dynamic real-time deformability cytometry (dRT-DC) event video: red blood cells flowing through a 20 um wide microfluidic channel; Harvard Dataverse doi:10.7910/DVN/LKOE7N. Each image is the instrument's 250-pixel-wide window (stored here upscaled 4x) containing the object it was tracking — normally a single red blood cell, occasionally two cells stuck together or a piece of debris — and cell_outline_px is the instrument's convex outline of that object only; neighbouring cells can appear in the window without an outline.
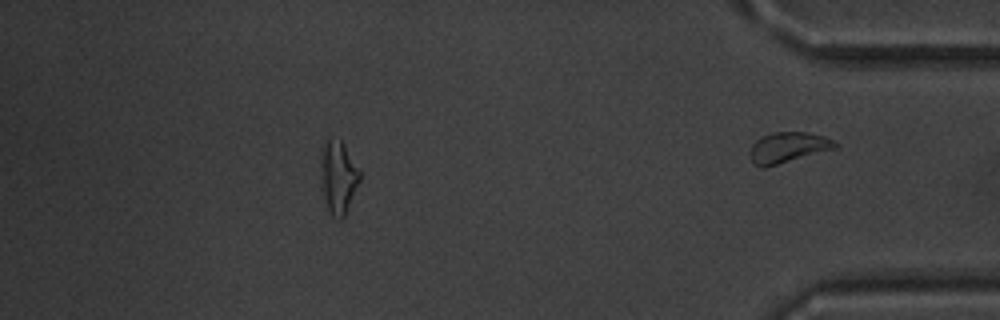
{"species": "common noctule bat (a hibernating species)", "species_latin": "Nyctalus noctula", "temperature_condition": "warm", "stored_images_in_passage": 46, "segment_of_instrument_passage": [2, 2], "camera_frame_rate_fps": 3000, "um_per_image_px": 0.085, "animal": {"sex": "male", "body_mass_g": 20.1, "forearm_length_mm": 53.5}, "frame": {"image": 1, "passage_image": 46, "time_ms": 15.0, "image_size_px": [1000, 320], "cell_outline_px": [[840, 144], [836, 148], [764, 168], [760, 168], [752, 164], [748, 156], [748, 152], [752, 144], [760, 136], [772, 132], [808, 132], [824, 136]], "centroid_in_image_um": [66.91, 12.54], "position_along_channel_um": 368.3, "area_um2": 15.49}}